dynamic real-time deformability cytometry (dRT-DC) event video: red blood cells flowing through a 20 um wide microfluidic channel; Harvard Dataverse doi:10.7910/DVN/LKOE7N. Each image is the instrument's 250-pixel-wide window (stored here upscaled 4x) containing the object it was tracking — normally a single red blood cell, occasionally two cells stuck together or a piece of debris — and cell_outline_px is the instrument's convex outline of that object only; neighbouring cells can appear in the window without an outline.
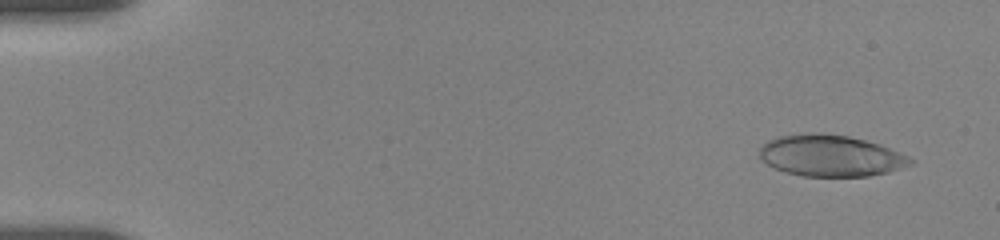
{"species": "human", "species_latin": "Homo sapiens", "temperature_condition": "room temperature", "stored_images_in_passage": 47, "camera_frame_rate_fps": 3000, "um_per_image_px": 0.085, "donor": {"sex": "female"}, "frame": {"image": 1, "passage_image": 2, "time_ms": 0.667, "image_size_px": [1000, 240], "cell_outline_px": [[916, 160], [912, 164], [888, 172], [868, 176], [804, 176], [784, 172], [768, 164], [760, 156], [760, 148], [768, 140], [780, 136], [812, 132], [820, 132], [848, 136], [880, 144], [908, 156]], "centroid_in_image_um": [70.63, 13.23], "position_along_channel_um": 14.4, "area_um2": 36.3}}
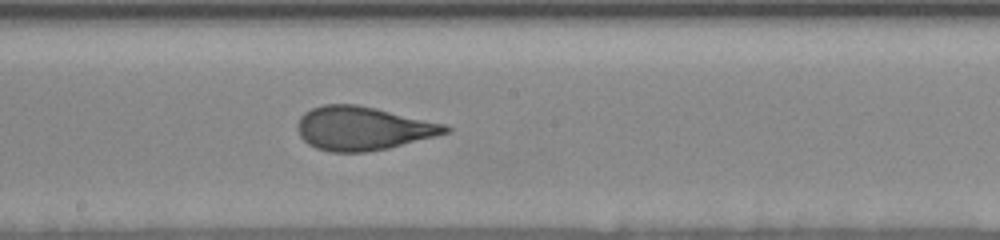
{"frame": {"image": 2, "passage_image": 25, "time_ms": 9.667, "image_size_px": [1000, 240], "cell_outline_px": [[452, 132], [388, 148], [364, 152], [332, 152], [316, 148], [308, 144], [300, 136], [296, 128], [296, 124], [300, 116], [304, 112], [312, 108], [324, 104], [356, 104], [376, 108], [448, 124], [452, 128]], "centroid_in_image_um": [30.86, 10.9], "position_along_channel_um": 217.3, "area_um2": 37.92}}
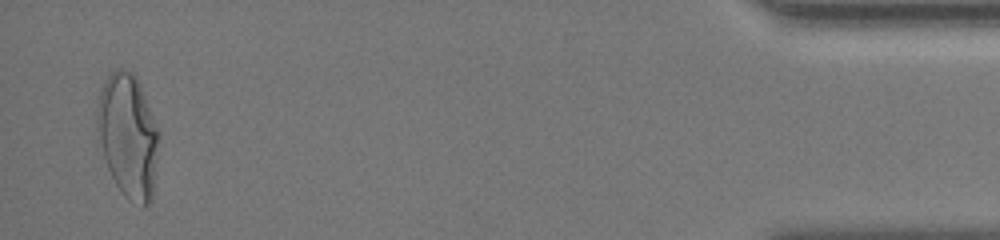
{"frame": {"image": 3, "passage_image": 46, "time_ms": 17.333, "image_size_px": [1000, 240], "cell_outline_px": [[160, 132], [152, 200], [144, 208], [128, 200], [124, 196], [116, 184], [108, 168], [104, 156], [100, 140], [96, 116], [96, 108], [100, 92], [104, 80], [116, 68], [124, 68], [132, 72], [136, 76], [140, 84]], "centroid_in_image_um": [10.91, 11.53], "position_along_channel_um": 424.3, "area_um2": 44.68}, "authors_computed_cell_mechanics": {"area_um2": 37.6856, "velocity_mm_per_s": 3.6637, "shape_relaxation_time_tau1_ms": 6.1668, "shape_relaxation_time_tau2_ms": 0.8403, "deformation_change_tau1": 0.2089, "deformation_change_tau2": 0.0852}}